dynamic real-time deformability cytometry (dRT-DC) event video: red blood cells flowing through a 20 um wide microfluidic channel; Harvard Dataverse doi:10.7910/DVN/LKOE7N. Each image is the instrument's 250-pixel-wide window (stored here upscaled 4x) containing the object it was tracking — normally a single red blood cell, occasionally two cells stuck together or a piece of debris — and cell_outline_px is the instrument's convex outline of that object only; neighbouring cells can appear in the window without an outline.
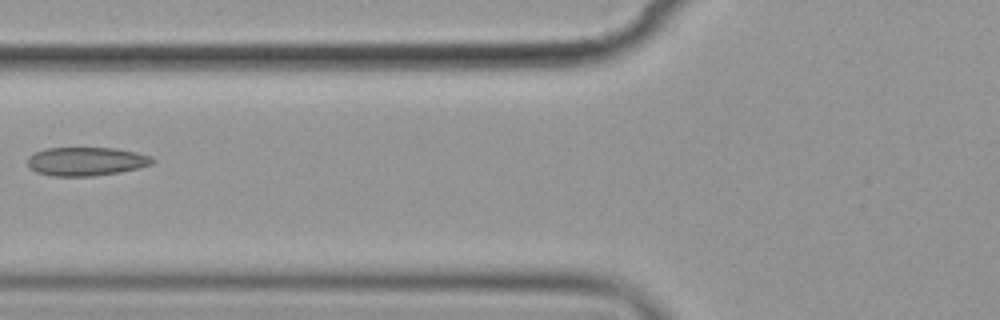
{"species": "common noctule bat (a hibernating species)", "species_latin": "Nyctalus noctula", "temperature_condition": "cold", "stored_images_in_passage": 8, "camera_frame_rate_fps": 3000, "um_per_image_px": 0.085, "animal": {"sex": "female", "body_mass_g": 19.9}, "frame": {"image": 1, "passage_image": 6, "time_ms": 6.667, "image_size_px": [1000, 320], "cell_outline_px": [[156, 160], [152, 164], [140, 168], [92, 176], [52, 176], [36, 172], [28, 164], [28, 156], [36, 152], [48, 148], [116, 148], [136, 152], [152, 156]], "centroid_in_image_um": [7.36, 13.71], "position_along_channel_um": 118.4, "area_um2": 20.75}}
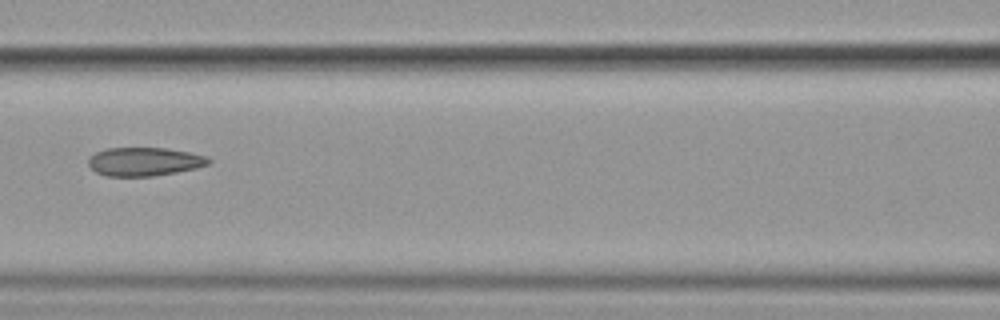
{"frame": {"image": 2, "passage_image": 7, "time_ms": 7.667, "image_size_px": [1000, 320], "cell_outline_px": [[212, 160], [208, 164], [196, 168], [176, 172], [152, 176], [108, 176], [96, 172], [88, 164], [88, 160], [96, 152], [108, 148], [168, 148], [208, 156]], "centroid_in_image_um": [12.3, 13.73], "position_along_channel_um": 154.3, "area_um2": 19.88}}
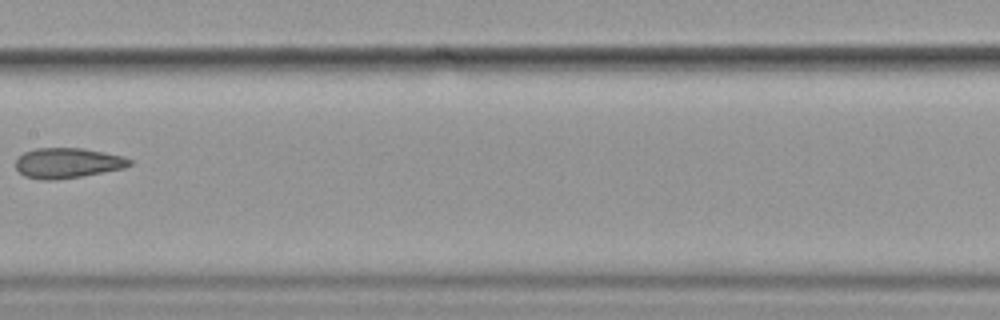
{"frame": {"image": 3, "passage_image": 8, "time_ms": 9.0, "image_size_px": [1000, 320], "cell_outline_px": [[132, 164], [124, 168], [80, 176], [56, 180], [40, 180], [24, 176], [16, 168], [16, 160], [24, 152], [36, 148], [84, 148], [124, 156], [132, 160]], "centroid_in_image_um": [5.75, 13.85], "position_along_channel_um": 201.7, "area_um2": 20.06}}